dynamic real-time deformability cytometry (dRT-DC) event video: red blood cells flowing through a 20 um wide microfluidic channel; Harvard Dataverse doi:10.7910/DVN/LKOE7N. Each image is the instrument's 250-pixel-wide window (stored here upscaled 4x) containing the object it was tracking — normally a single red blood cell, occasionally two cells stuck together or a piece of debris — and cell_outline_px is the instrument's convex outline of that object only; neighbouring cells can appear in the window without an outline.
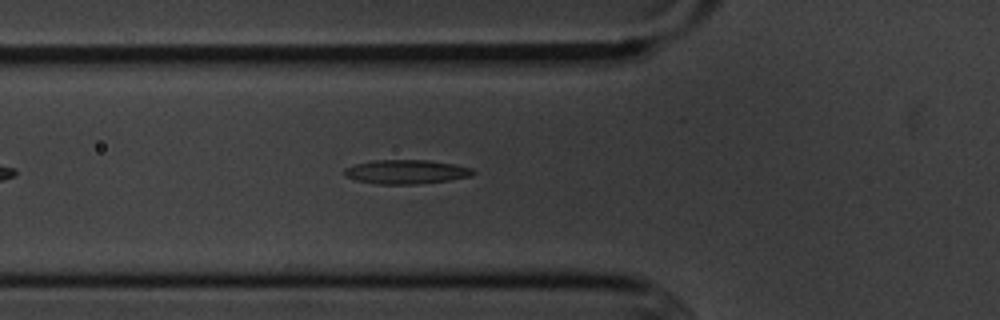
{"species": "common noctule bat (a hibernating species)", "species_latin": "Nyctalus noctula", "temperature_condition": "cold", "stored_images_in_passage": 40, "camera_frame_rate_fps": 3000, "um_per_image_px": 0.085, "animal": {"sex": "male", "body_mass_g": 20.1, "forearm_length_mm": 53.5}, "frame": {"image": 1, "passage_image": 9, "time_ms": 2.667, "image_size_px": [1000, 320], "cell_outline_px": [[476, 172], [468, 176], [448, 180], [416, 184], [376, 184], [356, 180], [348, 176], [344, 172], [344, 168], [356, 164], [372, 160], [428, 160], [456, 164], [472, 168]], "centroid_in_image_um": [34.53, 14.6], "position_along_channel_um": 91.3, "area_um2": 17.92}}
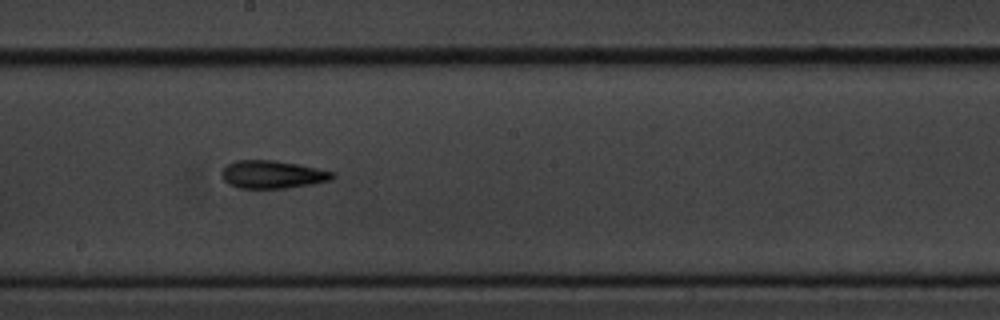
{"frame": {"image": 2, "passage_image": 20, "time_ms": 6.333, "image_size_px": [1000, 320], "cell_outline_px": [[336, 176], [332, 180], [312, 184], [288, 188], [240, 188], [228, 184], [220, 176], [220, 172], [228, 164], [236, 160], [276, 160], [336, 172]], "centroid_in_image_um": [23.17, 14.83], "position_along_channel_um": 225.0, "area_um2": 18.15}}
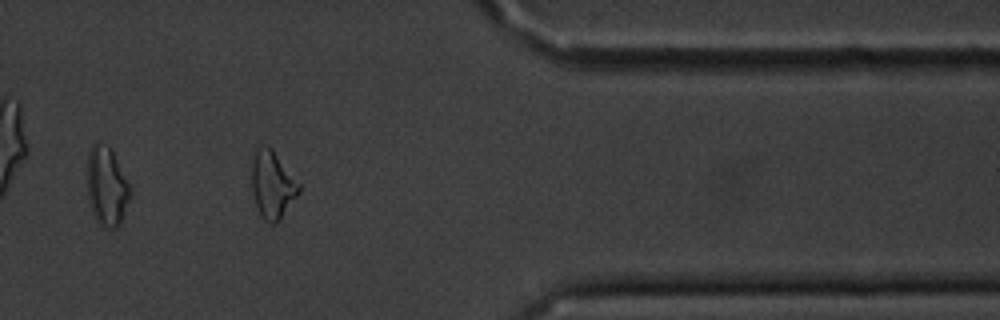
{"frame": {"image": 3, "passage_image": 35, "time_ms": 11.333, "image_size_px": [1000, 320], "cell_outline_px": [[300, 192], [280, 220], [272, 224], [264, 220], [260, 216], [252, 192], [252, 164], [256, 148], [260, 144], [264, 144], [272, 148], [300, 184]], "centroid_in_image_um": [23.15, 15.69], "position_along_channel_um": 388.2, "area_um2": 18.61}}